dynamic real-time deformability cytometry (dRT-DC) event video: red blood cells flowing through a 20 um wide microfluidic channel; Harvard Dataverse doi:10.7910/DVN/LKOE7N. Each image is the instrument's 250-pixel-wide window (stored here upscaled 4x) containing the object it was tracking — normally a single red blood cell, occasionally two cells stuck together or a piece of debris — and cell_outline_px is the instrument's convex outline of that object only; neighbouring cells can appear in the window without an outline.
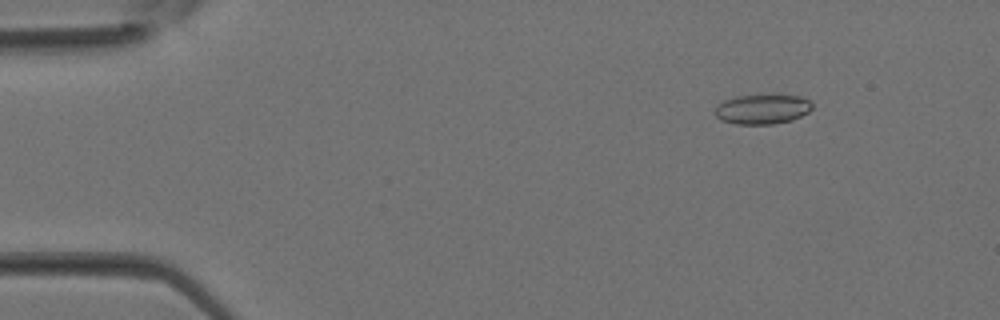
{"species": "Egyptian fruit bat (a non-hibernating species)", "species_latin": "Rousettus aegyptiacus", "temperature_condition": "room temperature", "stored_images_in_passage": 33, "camera_frame_rate_fps": 3000, "um_per_image_px": 0.085, "animal": {"sex": "female"}, "frame": {"image": 1, "passage_image": 1, "time_ms": 0.0, "image_size_px": [1000, 320], "cell_outline_px": [[812, 108], [808, 112], [792, 120], [772, 124], [736, 124], [720, 120], [712, 112], [724, 100], [736, 96], [768, 92], [800, 96], [808, 100], [812, 104]], "centroid_in_image_um": [64.79, 9.23], "position_along_channel_um": 20.2, "area_um2": 17.51}}
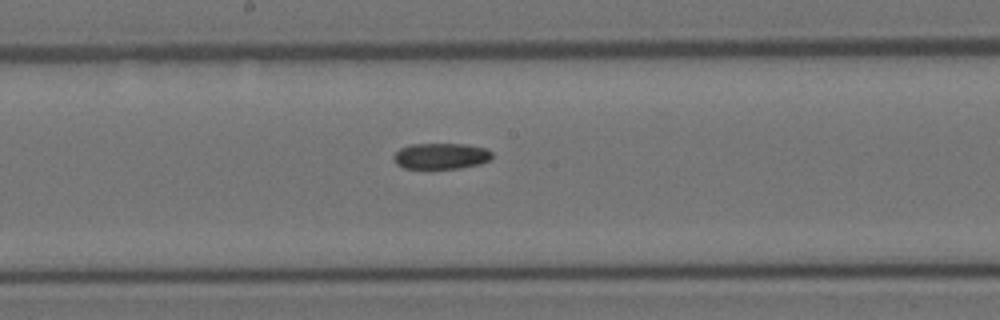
{"frame": {"image": 2, "passage_image": 16, "time_ms": 5.0, "image_size_px": [1000, 320], "cell_outline_px": [[492, 160], [480, 164], [460, 168], [432, 172], [404, 168], [396, 164], [392, 160], [392, 156], [400, 148], [412, 144], [464, 144], [484, 148], [492, 152]], "centroid_in_image_um": [37.43, 13.32], "position_along_channel_um": 210.8, "area_um2": 15.78}}
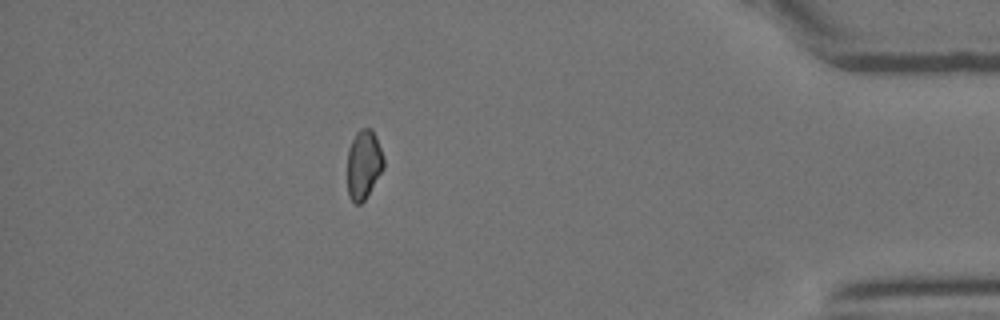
{"frame": {"image": 3, "passage_image": 29, "time_ms": 9.333, "image_size_px": [1000, 320], "cell_outline_px": [[384, 168], [364, 200], [360, 204], [356, 204], [348, 196], [348, 148], [356, 132], [360, 128], [372, 128], [376, 136], [384, 156]], "centroid_in_image_um": [30.92, 13.95], "position_along_channel_um": 404.3, "area_um2": 14.68}}